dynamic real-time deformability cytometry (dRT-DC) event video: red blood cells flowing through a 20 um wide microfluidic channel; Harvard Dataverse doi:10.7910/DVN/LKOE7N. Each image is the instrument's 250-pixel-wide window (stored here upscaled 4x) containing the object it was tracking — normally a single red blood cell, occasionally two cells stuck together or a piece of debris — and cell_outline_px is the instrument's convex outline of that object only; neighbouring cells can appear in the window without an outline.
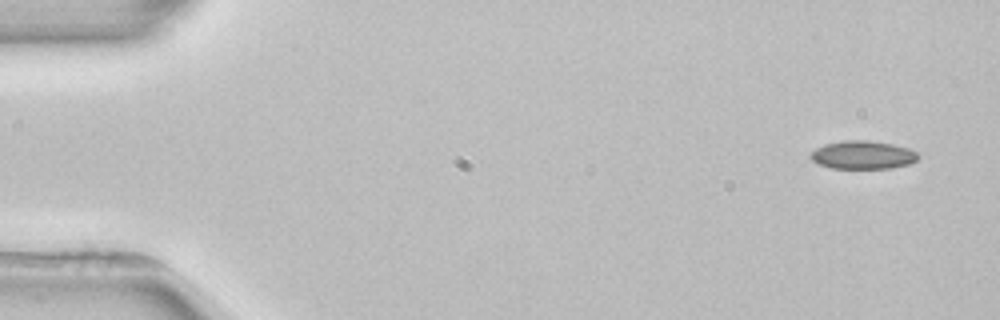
{"species": "common noctule bat (a hibernating species)", "species_latin": "Nyctalus noctula", "temperature_condition": "room temperature", "stored_images_in_passage": 4, "camera_frame_rate_fps": 3000, "um_per_image_px": 0.085, "animal": {"sex": "female", "body_mass_g": 22.7, "forearm_length_mm": 54.2}, "frame": {"image": 1, "passage_image": 1, "time_ms": 0.0, "image_size_px": [1000, 320], "cell_outline_px": [[920, 156], [916, 160], [908, 164], [892, 168], [832, 168], [820, 164], [812, 160], [808, 156], [816, 148], [824, 144], [844, 140], [868, 140], [892, 144], [908, 148], [916, 152]], "centroid_in_image_um": [73.33, 13.16], "position_along_channel_um": 11.7, "area_um2": 17.63}}
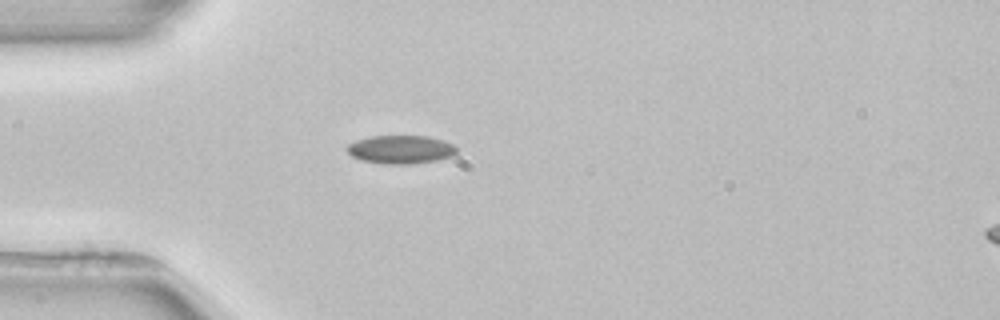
{"frame": {"image": 2, "passage_image": 4, "time_ms": 4.0, "image_size_px": [1000, 320], "cell_outline_px": [[456, 152], [452, 156], [436, 160], [408, 164], [384, 164], [360, 160], [352, 156], [348, 152], [348, 144], [356, 140], [372, 136], [428, 136], [444, 140], [452, 144], [456, 148]], "centroid_in_image_um": [34.05, 12.7], "position_along_channel_um": 50.9, "area_um2": 18.03}}